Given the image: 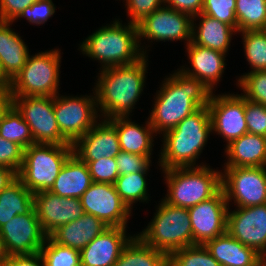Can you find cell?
<instances>
[{
  "label": "cell",
  "mask_w": 266,
  "mask_h": 266,
  "mask_svg": "<svg viewBox=\"0 0 266 266\" xmlns=\"http://www.w3.org/2000/svg\"><path fill=\"white\" fill-rule=\"evenodd\" d=\"M159 88L148 120L160 137L185 117L208 106L213 94L203 82L186 75L179 68L164 78Z\"/></svg>",
  "instance_id": "6da1fadb"
},
{
  "label": "cell",
  "mask_w": 266,
  "mask_h": 266,
  "mask_svg": "<svg viewBox=\"0 0 266 266\" xmlns=\"http://www.w3.org/2000/svg\"><path fill=\"white\" fill-rule=\"evenodd\" d=\"M148 57L99 71L93 90L101 119L130 117L146 84Z\"/></svg>",
  "instance_id": "7a4b0ae2"
},
{
  "label": "cell",
  "mask_w": 266,
  "mask_h": 266,
  "mask_svg": "<svg viewBox=\"0 0 266 266\" xmlns=\"http://www.w3.org/2000/svg\"><path fill=\"white\" fill-rule=\"evenodd\" d=\"M212 134V123L208 106L201 107L185 117L176 127L162 134L161 152L158 158L160 169L177 167H200L197 159Z\"/></svg>",
  "instance_id": "3957f363"
},
{
  "label": "cell",
  "mask_w": 266,
  "mask_h": 266,
  "mask_svg": "<svg viewBox=\"0 0 266 266\" xmlns=\"http://www.w3.org/2000/svg\"><path fill=\"white\" fill-rule=\"evenodd\" d=\"M122 22L115 18L79 44L83 55L101 63L100 70L130 65L144 56L138 42L137 25L129 22L123 25Z\"/></svg>",
  "instance_id": "277c9868"
},
{
  "label": "cell",
  "mask_w": 266,
  "mask_h": 266,
  "mask_svg": "<svg viewBox=\"0 0 266 266\" xmlns=\"http://www.w3.org/2000/svg\"><path fill=\"white\" fill-rule=\"evenodd\" d=\"M164 173L167 194L165 202L178 207L191 208L215 196L221 189V171L210 165L159 169Z\"/></svg>",
  "instance_id": "5b68a950"
},
{
  "label": "cell",
  "mask_w": 266,
  "mask_h": 266,
  "mask_svg": "<svg viewBox=\"0 0 266 266\" xmlns=\"http://www.w3.org/2000/svg\"><path fill=\"white\" fill-rule=\"evenodd\" d=\"M153 218L137 235L147 244L169 256L184 247L193 246V233L187 208L159 201Z\"/></svg>",
  "instance_id": "8992f818"
},
{
  "label": "cell",
  "mask_w": 266,
  "mask_h": 266,
  "mask_svg": "<svg viewBox=\"0 0 266 266\" xmlns=\"http://www.w3.org/2000/svg\"><path fill=\"white\" fill-rule=\"evenodd\" d=\"M72 153L73 145L32 144L24 150L17 178L33 194L49 191Z\"/></svg>",
  "instance_id": "52a82bcc"
},
{
  "label": "cell",
  "mask_w": 266,
  "mask_h": 266,
  "mask_svg": "<svg viewBox=\"0 0 266 266\" xmlns=\"http://www.w3.org/2000/svg\"><path fill=\"white\" fill-rule=\"evenodd\" d=\"M61 50L51 49L29 55L22 70L12 80L13 97L59 94Z\"/></svg>",
  "instance_id": "ba28073f"
},
{
  "label": "cell",
  "mask_w": 266,
  "mask_h": 266,
  "mask_svg": "<svg viewBox=\"0 0 266 266\" xmlns=\"http://www.w3.org/2000/svg\"><path fill=\"white\" fill-rule=\"evenodd\" d=\"M93 94L81 96H54V113L61 134L74 144L101 118ZM61 95V96H60Z\"/></svg>",
  "instance_id": "9c48e42d"
},
{
  "label": "cell",
  "mask_w": 266,
  "mask_h": 266,
  "mask_svg": "<svg viewBox=\"0 0 266 266\" xmlns=\"http://www.w3.org/2000/svg\"><path fill=\"white\" fill-rule=\"evenodd\" d=\"M223 168L221 187L229 207L232 200L235 207L266 203V166Z\"/></svg>",
  "instance_id": "30bf717a"
},
{
  "label": "cell",
  "mask_w": 266,
  "mask_h": 266,
  "mask_svg": "<svg viewBox=\"0 0 266 266\" xmlns=\"http://www.w3.org/2000/svg\"><path fill=\"white\" fill-rule=\"evenodd\" d=\"M13 106L28 124L34 143L73 145L60 132L54 113V97H14Z\"/></svg>",
  "instance_id": "8fae6325"
},
{
  "label": "cell",
  "mask_w": 266,
  "mask_h": 266,
  "mask_svg": "<svg viewBox=\"0 0 266 266\" xmlns=\"http://www.w3.org/2000/svg\"><path fill=\"white\" fill-rule=\"evenodd\" d=\"M192 21L191 15L165 5L147 15L137 24L138 42L142 53L147 56V48L150 47L148 45L144 48L141 44L144 38L148 39L147 41L151 40L150 42L184 40L188 45L192 40Z\"/></svg>",
  "instance_id": "7c38bea8"
},
{
  "label": "cell",
  "mask_w": 266,
  "mask_h": 266,
  "mask_svg": "<svg viewBox=\"0 0 266 266\" xmlns=\"http://www.w3.org/2000/svg\"><path fill=\"white\" fill-rule=\"evenodd\" d=\"M84 213L101 219L108 227H124L132 210L120 198L114 184L92 182L80 197Z\"/></svg>",
  "instance_id": "4fadbf2b"
},
{
  "label": "cell",
  "mask_w": 266,
  "mask_h": 266,
  "mask_svg": "<svg viewBox=\"0 0 266 266\" xmlns=\"http://www.w3.org/2000/svg\"><path fill=\"white\" fill-rule=\"evenodd\" d=\"M212 134L220 135L228 145L248 133L245 118V97L242 94L213 92L208 104Z\"/></svg>",
  "instance_id": "5bb4252c"
},
{
  "label": "cell",
  "mask_w": 266,
  "mask_h": 266,
  "mask_svg": "<svg viewBox=\"0 0 266 266\" xmlns=\"http://www.w3.org/2000/svg\"><path fill=\"white\" fill-rule=\"evenodd\" d=\"M7 256L39 253L48 237L33 208L27 214L16 215L0 228Z\"/></svg>",
  "instance_id": "9a60e30c"
},
{
  "label": "cell",
  "mask_w": 266,
  "mask_h": 266,
  "mask_svg": "<svg viewBox=\"0 0 266 266\" xmlns=\"http://www.w3.org/2000/svg\"><path fill=\"white\" fill-rule=\"evenodd\" d=\"M227 232L259 255H266V203L228 209Z\"/></svg>",
  "instance_id": "2e32d148"
},
{
  "label": "cell",
  "mask_w": 266,
  "mask_h": 266,
  "mask_svg": "<svg viewBox=\"0 0 266 266\" xmlns=\"http://www.w3.org/2000/svg\"><path fill=\"white\" fill-rule=\"evenodd\" d=\"M228 209L229 206L222 189L212 198L188 209L193 245H204L227 232Z\"/></svg>",
  "instance_id": "e0dca14e"
},
{
  "label": "cell",
  "mask_w": 266,
  "mask_h": 266,
  "mask_svg": "<svg viewBox=\"0 0 266 266\" xmlns=\"http://www.w3.org/2000/svg\"><path fill=\"white\" fill-rule=\"evenodd\" d=\"M34 209L48 237L59 227L77 220L84 214L80 198L60 197L50 191L34 194Z\"/></svg>",
  "instance_id": "ac0fdd59"
},
{
  "label": "cell",
  "mask_w": 266,
  "mask_h": 266,
  "mask_svg": "<svg viewBox=\"0 0 266 266\" xmlns=\"http://www.w3.org/2000/svg\"><path fill=\"white\" fill-rule=\"evenodd\" d=\"M121 152L116 128L107 120H99L73 144V153L83 162L115 158Z\"/></svg>",
  "instance_id": "d6986e66"
},
{
  "label": "cell",
  "mask_w": 266,
  "mask_h": 266,
  "mask_svg": "<svg viewBox=\"0 0 266 266\" xmlns=\"http://www.w3.org/2000/svg\"><path fill=\"white\" fill-rule=\"evenodd\" d=\"M124 227H108L80 251L81 266H114L131 236Z\"/></svg>",
  "instance_id": "ffe728a7"
},
{
  "label": "cell",
  "mask_w": 266,
  "mask_h": 266,
  "mask_svg": "<svg viewBox=\"0 0 266 266\" xmlns=\"http://www.w3.org/2000/svg\"><path fill=\"white\" fill-rule=\"evenodd\" d=\"M187 56L189 59L188 65H182L180 70L186 75L194 77L203 82L213 92L217 87L224 73L225 58L227 54L217 50L202 47L194 44L192 41L186 45Z\"/></svg>",
  "instance_id": "44dd1931"
},
{
  "label": "cell",
  "mask_w": 266,
  "mask_h": 266,
  "mask_svg": "<svg viewBox=\"0 0 266 266\" xmlns=\"http://www.w3.org/2000/svg\"><path fill=\"white\" fill-rule=\"evenodd\" d=\"M220 266H263V257L228 232L204 244Z\"/></svg>",
  "instance_id": "7402d4cb"
},
{
  "label": "cell",
  "mask_w": 266,
  "mask_h": 266,
  "mask_svg": "<svg viewBox=\"0 0 266 266\" xmlns=\"http://www.w3.org/2000/svg\"><path fill=\"white\" fill-rule=\"evenodd\" d=\"M108 121L116 128L122 151L152 158L155 142L153 139L157 134L148 119L145 126L135 123L129 116L115 117Z\"/></svg>",
  "instance_id": "603a6c76"
},
{
  "label": "cell",
  "mask_w": 266,
  "mask_h": 266,
  "mask_svg": "<svg viewBox=\"0 0 266 266\" xmlns=\"http://www.w3.org/2000/svg\"><path fill=\"white\" fill-rule=\"evenodd\" d=\"M107 228L101 219L84 213L77 220L59 227L49 237L57 244L81 251Z\"/></svg>",
  "instance_id": "cb8c5ba5"
},
{
  "label": "cell",
  "mask_w": 266,
  "mask_h": 266,
  "mask_svg": "<svg viewBox=\"0 0 266 266\" xmlns=\"http://www.w3.org/2000/svg\"><path fill=\"white\" fill-rule=\"evenodd\" d=\"M227 161L223 167L266 166V137L245 133L224 148Z\"/></svg>",
  "instance_id": "d4e9b609"
},
{
  "label": "cell",
  "mask_w": 266,
  "mask_h": 266,
  "mask_svg": "<svg viewBox=\"0 0 266 266\" xmlns=\"http://www.w3.org/2000/svg\"><path fill=\"white\" fill-rule=\"evenodd\" d=\"M196 18L199 23L196 24ZM195 21V22H194ZM238 32L230 25L205 14H198L192 21V42L202 47L229 54L232 35Z\"/></svg>",
  "instance_id": "484cf974"
},
{
  "label": "cell",
  "mask_w": 266,
  "mask_h": 266,
  "mask_svg": "<svg viewBox=\"0 0 266 266\" xmlns=\"http://www.w3.org/2000/svg\"><path fill=\"white\" fill-rule=\"evenodd\" d=\"M92 184L88 166L76 154L72 153L49 190L60 197L80 198Z\"/></svg>",
  "instance_id": "4316f807"
},
{
  "label": "cell",
  "mask_w": 266,
  "mask_h": 266,
  "mask_svg": "<svg viewBox=\"0 0 266 266\" xmlns=\"http://www.w3.org/2000/svg\"><path fill=\"white\" fill-rule=\"evenodd\" d=\"M12 24L13 22L0 21V61L11 80L22 70L30 55L20 34L10 28Z\"/></svg>",
  "instance_id": "83f0119b"
},
{
  "label": "cell",
  "mask_w": 266,
  "mask_h": 266,
  "mask_svg": "<svg viewBox=\"0 0 266 266\" xmlns=\"http://www.w3.org/2000/svg\"><path fill=\"white\" fill-rule=\"evenodd\" d=\"M34 208V194L16 178L0 191V228L16 215L27 214Z\"/></svg>",
  "instance_id": "f1b7e54d"
},
{
  "label": "cell",
  "mask_w": 266,
  "mask_h": 266,
  "mask_svg": "<svg viewBox=\"0 0 266 266\" xmlns=\"http://www.w3.org/2000/svg\"><path fill=\"white\" fill-rule=\"evenodd\" d=\"M114 266H168V256L147 245L136 233Z\"/></svg>",
  "instance_id": "f546056e"
},
{
  "label": "cell",
  "mask_w": 266,
  "mask_h": 266,
  "mask_svg": "<svg viewBox=\"0 0 266 266\" xmlns=\"http://www.w3.org/2000/svg\"><path fill=\"white\" fill-rule=\"evenodd\" d=\"M147 174L148 172H135L120 175L114 183L116 192L131 210L138 201L142 203L150 201Z\"/></svg>",
  "instance_id": "4dcf8cb0"
},
{
  "label": "cell",
  "mask_w": 266,
  "mask_h": 266,
  "mask_svg": "<svg viewBox=\"0 0 266 266\" xmlns=\"http://www.w3.org/2000/svg\"><path fill=\"white\" fill-rule=\"evenodd\" d=\"M237 32L265 30L266 0H236Z\"/></svg>",
  "instance_id": "1f68e13d"
},
{
  "label": "cell",
  "mask_w": 266,
  "mask_h": 266,
  "mask_svg": "<svg viewBox=\"0 0 266 266\" xmlns=\"http://www.w3.org/2000/svg\"><path fill=\"white\" fill-rule=\"evenodd\" d=\"M0 136L5 140L17 143L24 150L35 144L28 124L14 106L0 121Z\"/></svg>",
  "instance_id": "d6a6232c"
},
{
  "label": "cell",
  "mask_w": 266,
  "mask_h": 266,
  "mask_svg": "<svg viewBox=\"0 0 266 266\" xmlns=\"http://www.w3.org/2000/svg\"><path fill=\"white\" fill-rule=\"evenodd\" d=\"M242 36L243 48L252 69L254 71L266 70V32L264 30L242 31L238 34Z\"/></svg>",
  "instance_id": "836d02e7"
},
{
  "label": "cell",
  "mask_w": 266,
  "mask_h": 266,
  "mask_svg": "<svg viewBox=\"0 0 266 266\" xmlns=\"http://www.w3.org/2000/svg\"><path fill=\"white\" fill-rule=\"evenodd\" d=\"M40 254L45 266H81L80 251L46 238Z\"/></svg>",
  "instance_id": "e575fe53"
},
{
  "label": "cell",
  "mask_w": 266,
  "mask_h": 266,
  "mask_svg": "<svg viewBox=\"0 0 266 266\" xmlns=\"http://www.w3.org/2000/svg\"><path fill=\"white\" fill-rule=\"evenodd\" d=\"M168 266H220L204 245L181 248L168 256Z\"/></svg>",
  "instance_id": "d590c367"
},
{
  "label": "cell",
  "mask_w": 266,
  "mask_h": 266,
  "mask_svg": "<svg viewBox=\"0 0 266 266\" xmlns=\"http://www.w3.org/2000/svg\"><path fill=\"white\" fill-rule=\"evenodd\" d=\"M236 85L247 100L266 106V70L243 73L238 76Z\"/></svg>",
  "instance_id": "8d00e7d4"
},
{
  "label": "cell",
  "mask_w": 266,
  "mask_h": 266,
  "mask_svg": "<svg viewBox=\"0 0 266 266\" xmlns=\"http://www.w3.org/2000/svg\"><path fill=\"white\" fill-rule=\"evenodd\" d=\"M236 0H203L202 14L216 18L237 31Z\"/></svg>",
  "instance_id": "74e56055"
},
{
  "label": "cell",
  "mask_w": 266,
  "mask_h": 266,
  "mask_svg": "<svg viewBox=\"0 0 266 266\" xmlns=\"http://www.w3.org/2000/svg\"><path fill=\"white\" fill-rule=\"evenodd\" d=\"M88 166L92 182L114 184L119 177L115 158H101L96 161L85 162Z\"/></svg>",
  "instance_id": "f35d334b"
},
{
  "label": "cell",
  "mask_w": 266,
  "mask_h": 266,
  "mask_svg": "<svg viewBox=\"0 0 266 266\" xmlns=\"http://www.w3.org/2000/svg\"><path fill=\"white\" fill-rule=\"evenodd\" d=\"M55 10L56 6L52 0H39L26 7L15 20L25 18L29 24H36V26L45 25L48 19L54 15Z\"/></svg>",
  "instance_id": "ab89813d"
},
{
  "label": "cell",
  "mask_w": 266,
  "mask_h": 266,
  "mask_svg": "<svg viewBox=\"0 0 266 266\" xmlns=\"http://www.w3.org/2000/svg\"><path fill=\"white\" fill-rule=\"evenodd\" d=\"M118 173L126 175L135 172H148L152 160L148 156H141L129 152L122 151L115 157Z\"/></svg>",
  "instance_id": "60d3db41"
},
{
  "label": "cell",
  "mask_w": 266,
  "mask_h": 266,
  "mask_svg": "<svg viewBox=\"0 0 266 266\" xmlns=\"http://www.w3.org/2000/svg\"><path fill=\"white\" fill-rule=\"evenodd\" d=\"M245 118L248 133L266 137V106L245 98Z\"/></svg>",
  "instance_id": "b9f144b4"
},
{
  "label": "cell",
  "mask_w": 266,
  "mask_h": 266,
  "mask_svg": "<svg viewBox=\"0 0 266 266\" xmlns=\"http://www.w3.org/2000/svg\"><path fill=\"white\" fill-rule=\"evenodd\" d=\"M129 23L137 25L147 15L164 5V0H124ZM127 6V7H126Z\"/></svg>",
  "instance_id": "7bdbcfd3"
},
{
  "label": "cell",
  "mask_w": 266,
  "mask_h": 266,
  "mask_svg": "<svg viewBox=\"0 0 266 266\" xmlns=\"http://www.w3.org/2000/svg\"><path fill=\"white\" fill-rule=\"evenodd\" d=\"M24 149L0 136V166L9 167L16 173L19 172L23 163Z\"/></svg>",
  "instance_id": "ee69618b"
},
{
  "label": "cell",
  "mask_w": 266,
  "mask_h": 266,
  "mask_svg": "<svg viewBox=\"0 0 266 266\" xmlns=\"http://www.w3.org/2000/svg\"><path fill=\"white\" fill-rule=\"evenodd\" d=\"M39 0H0V21L15 22L26 8Z\"/></svg>",
  "instance_id": "f6af8a7d"
},
{
  "label": "cell",
  "mask_w": 266,
  "mask_h": 266,
  "mask_svg": "<svg viewBox=\"0 0 266 266\" xmlns=\"http://www.w3.org/2000/svg\"><path fill=\"white\" fill-rule=\"evenodd\" d=\"M164 5L194 17L202 12L203 0H164Z\"/></svg>",
  "instance_id": "bcb514c9"
},
{
  "label": "cell",
  "mask_w": 266,
  "mask_h": 266,
  "mask_svg": "<svg viewBox=\"0 0 266 266\" xmlns=\"http://www.w3.org/2000/svg\"><path fill=\"white\" fill-rule=\"evenodd\" d=\"M2 266H45V264L39 252L31 255L8 256Z\"/></svg>",
  "instance_id": "7dc6e473"
},
{
  "label": "cell",
  "mask_w": 266,
  "mask_h": 266,
  "mask_svg": "<svg viewBox=\"0 0 266 266\" xmlns=\"http://www.w3.org/2000/svg\"><path fill=\"white\" fill-rule=\"evenodd\" d=\"M13 99L10 90H0V121L13 106Z\"/></svg>",
  "instance_id": "c3c4849f"
},
{
  "label": "cell",
  "mask_w": 266,
  "mask_h": 266,
  "mask_svg": "<svg viewBox=\"0 0 266 266\" xmlns=\"http://www.w3.org/2000/svg\"><path fill=\"white\" fill-rule=\"evenodd\" d=\"M17 178V173L9 167L0 166V191Z\"/></svg>",
  "instance_id": "681fc988"
},
{
  "label": "cell",
  "mask_w": 266,
  "mask_h": 266,
  "mask_svg": "<svg viewBox=\"0 0 266 266\" xmlns=\"http://www.w3.org/2000/svg\"><path fill=\"white\" fill-rule=\"evenodd\" d=\"M12 86V80L4 72L0 61V90H10Z\"/></svg>",
  "instance_id": "f907efd6"
},
{
  "label": "cell",
  "mask_w": 266,
  "mask_h": 266,
  "mask_svg": "<svg viewBox=\"0 0 266 266\" xmlns=\"http://www.w3.org/2000/svg\"><path fill=\"white\" fill-rule=\"evenodd\" d=\"M7 257L8 256H7L6 251L4 249L3 241H2V238L0 235V266H2L5 263Z\"/></svg>",
  "instance_id": "816d5d0a"
},
{
  "label": "cell",
  "mask_w": 266,
  "mask_h": 266,
  "mask_svg": "<svg viewBox=\"0 0 266 266\" xmlns=\"http://www.w3.org/2000/svg\"><path fill=\"white\" fill-rule=\"evenodd\" d=\"M263 266H266V255L263 257Z\"/></svg>",
  "instance_id": "f5cc1de1"
}]
</instances>
